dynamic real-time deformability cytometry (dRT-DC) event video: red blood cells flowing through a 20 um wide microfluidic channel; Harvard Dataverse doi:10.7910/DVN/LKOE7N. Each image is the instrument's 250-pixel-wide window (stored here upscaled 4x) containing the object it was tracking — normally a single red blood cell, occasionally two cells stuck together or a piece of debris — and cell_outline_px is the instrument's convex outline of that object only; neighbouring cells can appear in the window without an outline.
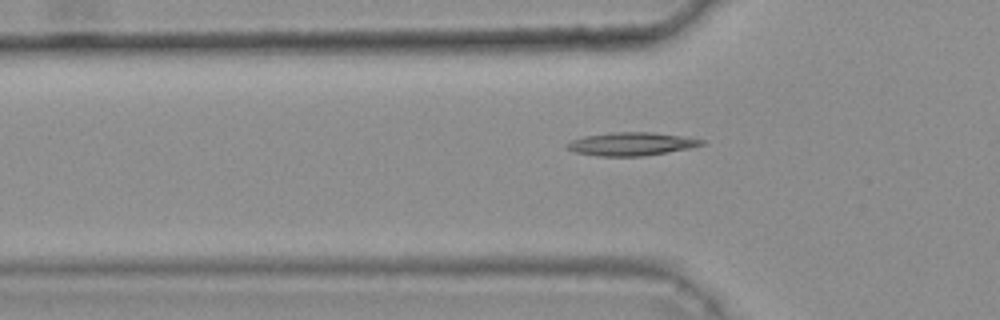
{"species": "common noctule bat (a hibernating species)", "species_latin": "Nyctalus noctula", "temperature_condition": "warm", "stored_images_in_passage": 38, "camera_frame_rate_fps": 3000, "um_per_image_px": 0.085, "animal": {"sex": "female", "body_mass_g": 25.1}, "frame": {"image": 1, "passage_image": 6, "time_ms": 1.667, "image_size_px": [1000, 320], "cell_outline_px": [[704, 144], [688, 148], [644, 156], [600, 156], [576, 152], [568, 148], [564, 144], [572, 140], [584, 136], [612, 132], [652, 132], [684, 136], [704, 140]], "centroid_in_image_um": [53.65, 12.23], "position_along_channel_um": 72.1, "area_um2": 18.03}}
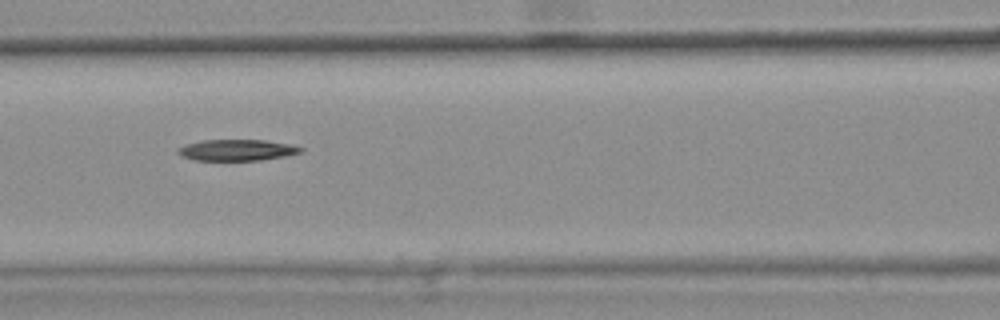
{"frame": {"image": 2, "passage_image": 12, "time_ms": 3.667, "image_size_px": [1000, 320], "cell_outline_px": [[304, 152], [284, 156], [260, 160], [192, 160], [176, 152], [176, 148], [184, 144], [204, 140], [264, 140], [292, 144], [304, 148]], "centroid_in_image_um": [20.15, 12.75], "position_along_channel_um": 146.5, "area_um2": 15.26}}